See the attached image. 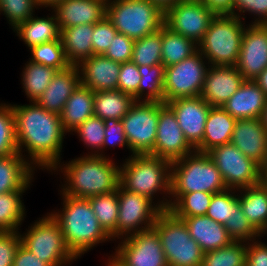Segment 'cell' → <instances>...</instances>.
<instances>
[{"mask_svg":"<svg viewBox=\"0 0 267 266\" xmlns=\"http://www.w3.org/2000/svg\"><path fill=\"white\" fill-rule=\"evenodd\" d=\"M11 105L18 152L36 170L49 173L62 160L63 142L67 138L60 115L48 112L36 102Z\"/></svg>","mask_w":267,"mask_h":266,"instance_id":"obj_1","label":"cell"},{"mask_svg":"<svg viewBox=\"0 0 267 266\" xmlns=\"http://www.w3.org/2000/svg\"><path fill=\"white\" fill-rule=\"evenodd\" d=\"M107 157L84 153L68 162L62 160L50 171L59 175L60 193L75 198L88 199L92 196L114 192L120 185V165ZM59 171V172H58ZM61 172V174H60Z\"/></svg>","mask_w":267,"mask_h":266,"instance_id":"obj_2","label":"cell"},{"mask_svg":"<svg viewBox=\"0 0 267 266\" xmlns=\"http://www.w3.org/2000/svg\"><path fill=\"white\" fill-rule=\"evenodd\" d=\"M60 195L63 208L52 210L50 214L58 222L68 248L78 259L97 245L112 241L88 199Z\"/></svg>","mask_w":267,"mask_h":266,"instance_id":"obj_3","label":"cell"},{"mask_svg":"<svg viewBox=\"0 0 267 266\" xmlns=\"http://www.w3.org/2000/svg\"><path fill=\"white\" fill-rule=\"evenodd\" d=\"M119 164L120 185L124 189L151 199L162 211L170 208V161L149 154H133Z\"/></svg>","mask_w":267,"mask_h":266,"instance_id":"obj_4","label":"cell"},{"mask_svg":"<svg viewBox=\"0 0 267 266\" xmlns=\"http://www.w3.org/2000/svg\"><path fill=\"white\" fill-rule=\"evenodd\" d=\"M245 27V21L235 15H215L198 44V51L209 65L235 66Z\"/></svg>","mask_w":267,"mask_h":266,"instance_id":"obj_5","label":"cell"},{"mask_svg":"<svg viewBox=\"0 0 267 266\" xmlns=\"http://www.w3.org/2000/svg\"><path fill=\"white\" fill-rule=\"evenodd\" d=\"M227 187L207 153L194 151L171 162V194L219 193Z\"/></svg>","mask_w":267,"mask_h":266,"instance_id":"obj_6","label":"cell"},{"mask_svg":"<svg viewBox=\"0 0 267 266\" xmlns=\"http://www.w3.org/2000/svg\"><path fill=\"white\" fill-rule=\"evenodd\" d=\"M106 16L118 33L135 41L160 29L165 12L148 0H107Z\"/></svg>","mask_w":267,"mask_h":266,"instance_id":"obj_7","label":"cell"},{"mask_svg":"<svg viewBox=\"0 0 267 266\" xmlns=\"http://www.w3.org/2000/svg\"><path fill=\"white\" fill-rule=\"evenodd\" d=\"M31 225V226H30ZM19 232L21 244L50 266H70L78 258L65 243L58 222L47 212Z\"/></svg>","mask_w":267,"mask_h":266,"instance_id":"obj_8","label":"cell"},{"mask_svg":"<svg viewBox=\"0 0 267 266\" xmlns=\"http://www.w3.org/2000/svg\"><path fill=\"white\" fill-rule=\"evenodd\" d=\"M158 234L168 266H201V247L190 236L183 220L162 211L152 227Z\"/></svg>","mask_w":267,"mask_h":266,"instance_id":"obj_9","label":"cell"},{"mask_svg":"<svg viewBox=\"0 0 267 266\" xmlns=\"http://www.w3.org/2000/svg\"><path fill=\"white\" fill-rule=\"evenodd\" d=\"M118 220L112 241L153 227L162 210L149 198L118 187Z\"/></svg>","mask_w":267,"mask_h":266,"instance_id":"obj_10","label":"cell"},{"mask_svg":"<svg viewBox=\"0 0 267 266\" xmlns=\"http://www.w3.org/2000/svg\"><path fill=\"white\" fill-rule=\"evenodd\" d=\"M209 66L205 57L197 51L191 57L165 67L164 103L200 96Z\"/></svg>","mask_w":267,"mask_h":266,"instance_id":"obj_11","label":"cell"},{"mask_svg":"<svg viewBox=\"0 0 267 266\" xmlns=\"http://www.w3.org/2000/svg\"><path fill=\"white\" fill-rule=\"evenodd\" d=\"M228 189H242L260 184L261 167L246 157L232 143L219 145L207 152Z\"/></svg>","mask_w":267,"mask_h":266,"instance_id":"obj_12","label":"cell"},{"mask_svg":"<svg viewBox=\"0 0 267 266\" xmlns=\"http://www.w3.org/2000/svg\"><path fill=\"white\" fill-rule=\"evenodd\" d=\"M160 102L135 101L121 119L130 150L149 154L155 146Z\"/></svg>","mask_w":267,"mask_h":266,"instance_id":"obj_13","label":"cell"},{"mask_svg":"<svg viewBox=\"0 0 267 266\" xmlns=\"http://www.w3.org/2000/svg\"><path fill=\"white\" fill-rule=\"evenodd\" d=\"M215 15L206 4L195 0H183L165 12L164 24L173 32L191 39L198 45Z\"/></svg>","mask_w":267,"mask_h":266,"instance_id":"obj_14","label":"cell"},{"mask_svg":"<svg viewBox=\"0 0 267 266\" xmlns=\"http://www.w3.org/2000/svg\"><path fill=\"white\" fill-rule=\"evenodd\" d=\"M117 242L113 254L126 266H168L159 236L153 228Z\"/></svg>","mask_w":267,"mask_h":266,"instance_id":"obj_15","label":"cell"},{"mask_svg":"<svg viewBox=\"0 0 267 266\" xmlns=\"http://www.w3.org/2000/svg\"><path fill=\"white\" fill-rule=\"evenodd\" d=\"M194 151L185 139L173 110L166 103H160L155 146L149 155L173 162Z\"/></svg>","mask_w":267,"mask_h":266,"instance_id":"obj_16","label":"cell"},{"mask_svg":"<svg viewBox=\"0 0 267 266\" xmlns=\"http://www.w3.org/2000/svg\"><path fill=\"white\" fill-rule=\"evenodd\" d=\"M235 67L244 80H253L267 68V24H246Z\"/></svg>","mask_w":267,"mask_h":266,"instance_id":"obj_17","label":"cell"},{"mask_svg":"<svg viewBox=\"0 0 267 266\" xmlns=\"http://www.w3.org/2000/svg\"><path fill=\"white\" fill-rule=\"evenodd\" d=\"M175 113L185 139L195 149L203 140L210 106L200 96L179 98L166 103Z\"/></svg>","mask_w":267,"mask_h":266,"instance_id":"obj_18","label":"cell"},{"mask_svg":"<svg viewBox=\"0 0 267 266\" xmlns=\"http://www.w3.org/2000/svg\"><path fill=\"white\" fill-rule=\"evenodd\" d=\"M243 82L244 78L235 66L210 65L200 97L212 107H222Z\"/></svg>","mask_w":267,"mask_h":266,"instance_id":"obj_19","label":"cell"},{"mask_svg":"<svg viewBox=\"0 0 267 266\" xmlns=\"http://www.w3.org/2000/svg\"><path fill=\"white\" fill-rule=\"evenodd\" d=\"M231 143L260 167L267 161V130L261 118L240 119L235 123Z\"/></svg>","mask_w":267,"mask_h":266,"instance_id":"obj_20","label":"cell"},{"mask_svg":"<svg viewBox=\"0 0 267 266\" xmlns=\"http://www.w3.org/2000/svg\"><path fill=\"white\" fill-rule=\"evenodd\" d=\"M107 0H64L53 9L60 30L80 24H95L106 16Z\"/></svg>","mask_w":267,"mask_h":266,"instance_id":"obj_21","label":"cell"},{"mask_svg":"<svg viewBox=\"0 0 267 266\" xmlns=\"http://www.w3.org/2000/svg\"><path fill=\"white\" fill-rule=\"evenodd\" d=\"M80 84L81 74L78 66L70 65L67 69L56 72L36 103L48 112L60 115L66 101Z\"/></svg>","mask_w":267,"mask_h":266,"instance_id":"obj_22","label":"cell"},{"mask_svg":"<svg viewBox=\"0 0 267 266\" xmlns=\"http://www.w3.org/2000/svg\"><path fill=\"white\" fill-rule=\"evenodd\" d=\"M121 63L115 62L104 55H93L79 66L81 84L94 92L116 90Z\"/></svg>","mask_w":267,"mask_h":266,"instance_id":"obj_23","label":"cell"},{"mask_svg":"<svg viewBox=\"0 0 267 266\" xmlns=\"http://www.w3.org/2000/svg\"><path fill=\"white\" fill-rule=\"evenodd\" d=\"M267 95L253 80H244L222 108L234 119L261 118Z\"/></svg>","mask_w":267,"mask_h":266,"instance_id":"obj_24","label":"cell"},{"mask_svg":"<svg viewBox=\"0 0 267 266\" xmlns=\"http://www.w3.org/2000/svg\"><path fill=\"white\" fill-rule=\"evenodd\" d=\"M179 219L184 221L190 236L204 253L223 248L233 241L223 224L217 223L206 215Z\"/></svg>","mask_w":267,"mask_h":266,"instance_id":"obj_25","label":"cell"},{"mask_svg":"<svg viewBox=\"0 0 267 266\" xmlns=\"http://www.w3.org/2000/svg\"><path fill=\"white\" fill-rule=\"evenodd\" d=\"M35 171L19 152L0 158V194L29 190L35 180Z\"/></svg>","mask_w":267,"mask_h":266,"instance_id":"obj_26","label":"cell"},{"mask_svg":"<svg viewBox=\"0 0 267 266\" xmlns=\"http://www.w3.org/2000/svg\"><path fill=\"white\" fill-rule=\"evenodd\" d=\"M94 24H80L60 30V40L65 57L71 66H79L94 55L92 35Z\"/></svg>","mask_w":267,"mask_h":266,"instance_id":"obj_27","label":"cell"},{"mask_svg":"<svg viewBox=\"0 0 267 266\" xmlns=\"http://www.w3.org/2000/svg\"><path fill=\"white\" fill-rule=\"evenodd\" d=\"M236 121L222 107H211L206 119L203 140L195 151L207 153L214 147L231 143Z\"/></svg>","mask_w":267,"mask_h":266,"instance_id":"obj_28","label":"cell"},{"mask_svg":"<svg viewBox=\"0 0 267 266\" xmlns=\"http://www.w3.org/2000/svg\"><path fill=\"white\" fill-rule=\"evenodd\" d=\"M94 116V91L80 84L66 101L60 114L62 126L70 135L79 125Z\"/></svg>","mask_w":267,"mask_h":266,"instance_id":"obj_29","label":"cell"},{"mask_svg":"<svg viewBox=\"0 0 267 266\" xmlns=\"http://www.w3.org/2000/svg\"><path fill=\"white\" fill-rule=\"evenodd\" d=\"M46 17L35 14L26 22L19 24L13 31L26 44L28 49L33 46L60 39V28L53 11Z\"/></svg>","mask_w":267,"mask_h":266,"instance_id":"obj_30","label":"cell"},{"mask_svg":"<svg viewBox=\"0 0 267 266\" xmlns=\"http://www.w3.org/2000/svg\"><path fill=\"white\" fill-rule=\"evenodd\" d=\"M240 206L252 226L267 237V189L260 183L237 190Z\"/></svg>","mask_w":267,"mask_h":266,"instance_id":"obj_31","label":"cell"},{"mask_svg":"<svg viewBox=\"0 0 267 266\" xmlns=\"http://www.w3.org/2000/svg\"><path fill=\"white\" fill-rule=\"evenodd\" d=\"M135 101L133 96L118 89L96 91L94 92V116L102 120H121Z\"/></svg>","mask_w":267,"mask_h":266,"instance_id":"obj_32","label":"cell"},{"mask_svg":"<svg viewBox=\"0 0 267 266\" xmlns=\"http://www.w3.org/2000/svg\"><path fill=\"white\" fill-rule=\"evenodd\" d=\"M162 64L164 67L181 62L198 51L191 39L173 32L165 24L161 27Z\"/></svg>","mask_w":267,"mask_h":266,"instance_id":"obj_33","label":"cell"},{"mask_svg":"<svg viewBox=\"0 0 267 266\" xmlns=\"http://www.w3.org/2000/svg\"><path fill=\"white\" fill-rule=\"evenodd\" d=\"M58 70L28 60L21 73V85L29 102H36Z\"/></svg>","mask_w":267,"mask_h":266,"instance_id":"obj_34","label":"cell"},{"mask_svg":"<svg viewBox=\"0 0 267 266\" xmlns=\"http://www.w3.org/2000/svg\"><path fill=\"white\" fill-rule=\"evenodd\" d=\"M26 191H12L0 194V231H20L26 208L23 195ZM23 199V200H22Z\"/></svg>","mask_w":267,"mask_h":266,"instance_id":"obj_35","label":"cell"},{"mask_svg":"<svg viewBox=\"0 0 267 266\" xmlns=\"http://www.w3.org/2000/svg\"><path fill=\"white\" fill-rule=\"evenodd\" d=\"M141 80L138 86V101L164 103L163 64L138 66Z\"/></svg>","mask_w":267,"mask_h":266,"instance_id":"obj_36","label":"cell"},{"mask_svg":"<svg viewBox=\"0 0 267 266\" xmlns=\"http://www.w3.org/2000/svg\"><path fill=\"white\" fill-rule=\"evenodd\" d=\"M212 196V193L202 191L171 194L168 210L177 218L206 215Z\"/></svg>","mask_w":267,"mask_h":266,"instance_id":"obj_37","label":"cell"},{"mask_svg":"<svg viewBox=\"0 0 267 266\" xmlns=\"http://www.w3.org/2000/svg\"><path fill=\"white\" fill-rule=\"evenodd\" d=\"M93 212L102 228L112 237L118 220V189L114 192L88 198Z\"/></svg>","mask_w":267,"mask_h":266,"instance_id":"obj_38","label":"cell"},{"mask_svg":"<svg viewBox=\"0 0 267 266\" xmlns=\"http://www.w3.org/2000/svg\"><path fill=\"white\" fill-rule=\"evenodd\" d=\"M131 61L138 66L162 64L161 28L134 41Z\"/></svg>","mask_w":267,"mask_h":266,"instance_id":"obj_39","label":"cell"},{"mask_svg":"<svg viewBox=\"0 0 267 266\" xmlns=\"http://www.w3.org/2000/svg\"><path fill=\"white\" fill-rule=\"evenodd\" d=\"M246 242L232 241L229 245L203 254L201 266H246Z\"/></svg>","mask_w":267,"mask_h":266,"instance_id":"obj_40","label":"cell"},{"mask_svg":"<svg viewBox=\"0 0 267 266\" xmlns=\"http://www.w3.org/2000/svg\"><path fill=\"white\" fill-rule=\"evenodd\" d=\"M28 51L31 53L30 61L57 69H67L70 64L65 57L61 40H54L33 46Z\"/></svg>","mask_w":267,"mask_h":266,"instance_id":"obj_41","label":"cell"},{"mask_svg":"<svg viewBox=\"0 0 267 266\" xmlns=\"http://www.w3.org/2000/svg\"><path fill=\"white\" fill-rule=\"evenodd\" d=\"M105 124L104 120L99 117L92 116L84 123L79 125L72 135L77 134L79 142H83L85 147L89 150L88 155L102 156V144L105 137ZM75 134H74V133Z\"/></svg>","mask_w":267,"mask_h":266,"instance_id":"obj_42","label":"cell"},{"mask_svg":"<svg viewBox=\"0 0 267 266\" xmlns=\"http://www.w3.org/2000/svg\"><path fill=\"white\" fill-rule=\"evenodd\" d=\"M18 153L15 115L11 103H0V158Z\"/></svg>","mask_w":267,"mask_h":266,"instance_id":"obj_43","label":"cell"},{"mask_svg":"<svg viewBox=\"0 0 267 266\" xmlns=\"http://www.w3.org/2000/svg\"><path fill=\"white\" fill-rule=\"evenodd\" d=\"M224 227L233 241L250 242L262 237L243 213L239 199L234 203L233 216L225 222Z\"/></svg>","mask_w":267,"mask_h":266,"instance_id":"obj_44","label":"cell"},{"mask_svg":"<svg viewBox=\"0 0 267 266\" xmlns=\"http://www.w3.org/2000/svg\"><path fill=\"white\" fill-rule=\"evenodd\" d=\"M35 9L39 10L36 0H0V15L3 14L12 30L32 17Z\"/></svg>","mask_w":267,"mask_h":266,"instance_id":"obj_45","label":"cell"},{"mask_svg":"<svg viewBox=\"0 0 267 266\" xmlns=\"http://www.w3.org/2000/svg\"><path fill=\"white\" fill-rule=\"evenodd\" d=\"M237 190L226 189L212 196L206 216L220 224H225L233 216L234 203L239 199Z\"/></svg>","mask_w":267,"mask_h":266,"instance_id":"obj_46","label":"cell"},{"mask_svg":"<svg viewBox=\"0 0 267 266\" xmlns=\"http://www.w3.org/2000/svg\"><path fill=\"white\" fill-rule=\"evenodd\" d=\"M245 14L253 16L250 23L267 24V0H233V15L246 21Z\"/></svg>","mask_w":267,"mask_h":266,"instance_id":"obj_47","label":"cell"},{"mask_svg":"<svg viewBox=\"0 0 267 266\" xmlns=\"http://www.w3.org/2000/svg\"><path fill=\"white\" fill-rule=\"evenodd\" d=\"M117 33L107 16L95 23L91 38L94 55H104Z\"/></svg>","mask_w":267,"mask_h":266,"instance_id":"obj_48","label":"cell"},{"mask_svg":"<svg viewBox=\"0 0 267 266\" xmlns=\"http://www.w3.org/2000/svg\"><path fill=\"white\" fill-rule=\"evenodd\" d=\"M141 80L138 65L132 61L121 63L118 76L119 91L128 93L138 101V86Z\"/></svg>","mask_w":267,"mask_h":266,"instance_id":"obj_49","label":"cell"},{"mask_svg":"<svg viewBox=\"0 0 267 266\" xmlns=\"http://www.w3.org/2000/svg\"><path fill=\"white\" fill-rule=\"evenodd\" d=\"M105 124V137L102 144V156L107 157V154L104 152L106 148L111 149V147L118 146L119 148L125 147L130 152L131 155L134 153L130 150L128 142L125 137L124 127L121 120L118 119H106L104 120ZM106 154V155H105Z\"/></svg>","mask_w":267,"mask_h":266,"instance_id":"obj_50","label":"cell"},{"mask_svg":"<svg viewBox=\"0 0 267 266\" xmlns=\"http://www.w3.org/2000/svg\"><path fill=\"white\" fill-rule=\"evenodd\" d=\"M133 45L134 40L124 34L117 33L104 56L118 63L131 61Z\"/></svg>","mask_w":267,"mask_h":266,"instance_id":"obj_51","label":"cell"},{"mask_svg":"<svg viewBox=\"0 0 267 266\" xmlns=\"http://www.w3.org/2000/svg\"><path fill=\"white\" fill-rule=\"evenodd\" d=\"M20 244L19 231H0V266H13Z\"/></svg>","mask_w":267,"mask_h":266,"instance_id":"obj_52","label":"cell"},{"mask_svg":"<svg viewBox=\"0 0 267 266\" xmlns=\"http://www.w3.org/2000/svg\"><path fill=\"white\" fill-rule=\"evenodd\" d=\"M257 240L246 242V266H267V243Z\"/></svg>","mask_w":267,"mask_h":266,"instance_id":"obj_53","label":"cell"},{"mask_svg":"<svg viewBox=\"0 0 267 266\" xmlns=\"http://www.w3.org/2000/svg\"><path fill=\"white\" fill-rule=\"evenodd\" d=\"M13 266H50L40 258H37L32 252L27 250L22 244L18 247Z\"/></svg>","mask_w":267,"mask_h":266,"instance_id":"obj_54","label":"cell"},{"mask_svg":"<svg viewBox=\"0 0 267 266\" xmlns=\"http://www.w3.org/2000/svg\"><path fill=\"white\" fill-rule=\"evenodd\" d=\"M206 4L216 15L232 14L233 0H195Z\"/></svg>","mask_w":267,"mask_h":266,"instance_id":"obj_55","label":"cell"},{"mask_svg":"<svg viewBox=\"0 0 267 266\" xmlns=\"http://www.w3.org/2000/svg\"><path fill=\"white\" fill-rule=\"evenodd\" d=\"M158 6L163 12H166L170 7L174 6L177 2L183 0H148Z\"/></svg>","mask_w":267,"mask_h":266,"instance_id":"obj_56","label":"cell"},{"mask_svg":"<svg viewBox=\"0 0 267 266\" xmlns=\"http://www.w3.org/2000/svg\"><path fill=\"white\" fill-rule=\"evenodd\" d=\"M255 83L264 91L267 95V68H265L255 79Z\"/></svg>","mask_w":267,"mask_h":266,"instance_id":"obj_57","label":"cell"},{"mask_svg":"<svg viewBox=\"0 0 267 266\" xmlns=\"http://www.w3.org/2000/svg\"><path fill=\"white\" fill-rule=\"evenodd\" d=\"M36 1L39 9L40 8L42 9V7L46 9L49 8L48 11L51 12L50 9H53L58 3L64 0H36Z\"/></svg>","mask_w":267,"mask_h":266,"instance_id":"obj_58","label":"cell"},{"mask_svg":"<svg viewBox=\"0 0 267 266\" xmlns=\"http://www.w3.org/2000/svg\"><path fill=\"white\" fill-rule=\"evenodd\" d=\"M109 255L107 261L105 260V266H126L114 254Z\"/></svg>","mask_w":267,"mask_h":266,"instance_id":"obj_59","label":"cell"},{"mask_svg":"<svg viewBox=\"0 0 267 266\" xmlns=\"http://www.w3.org/2000/svg\"><path fill=\"white\" fill-rule=\"evenodd\" d=\"M260 183L267 189V161L261 167Z\"/></svg>","mask_w":267,"mask_h":266,"instance_id":"obj_60","label":"cell"},{"mask_svg":"<svg viewBox=\"0 0 267 266\" xmlns=\"http://www.w3.org/2000/svg\"><path fill=\"white\" fill-rule=\"evenodd\" d=\"M261 121L262 125L266 128L267 130V101H266V106L263 109V113L261 115Z\"/></svg>","mask_w":267,"mask_h":266,"instance_id":"obj_61","label":"cell"}]
</instances>
